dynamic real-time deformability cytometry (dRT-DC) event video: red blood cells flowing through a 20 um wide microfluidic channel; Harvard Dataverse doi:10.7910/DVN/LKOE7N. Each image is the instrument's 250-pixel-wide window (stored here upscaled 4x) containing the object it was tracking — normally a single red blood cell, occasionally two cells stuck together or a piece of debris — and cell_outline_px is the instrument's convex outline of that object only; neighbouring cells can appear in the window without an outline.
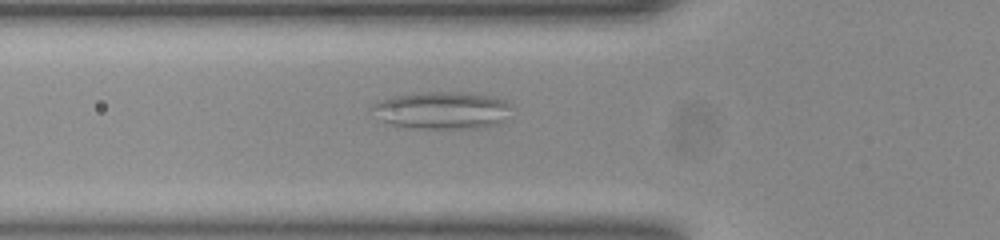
{"species": "common noctule bat (a hibernating species)", "species_latin": "Nyctalus noctula", "temperature_condition": "room temperature", "stored_images_in_passage": 52, "camera_frame_rate_fps": 3000, "um_per_image_px": 0.085, "animal": {"sex": "female", "body_mass_g": 23.0, "forearm_length_mm": 53.4}, "frame": {"image": 1, "passage_image": 16, "time_ms": 5.0, "image_size_px": [1000, 240], "cell_outline_px": [[512, 108], [504, 120], [500, 124], [468, 128], [408, 128], [388, 124], [380, 120], [368, 108], [372, 104], [380, 100], [392, 96], [420, 92], [460, 92], [492, 96], [508, 100]], "centroid_in_image_um": [37.53, 9.37], "position_along_channel_um": 88.3, "area_um2": 30.75}}
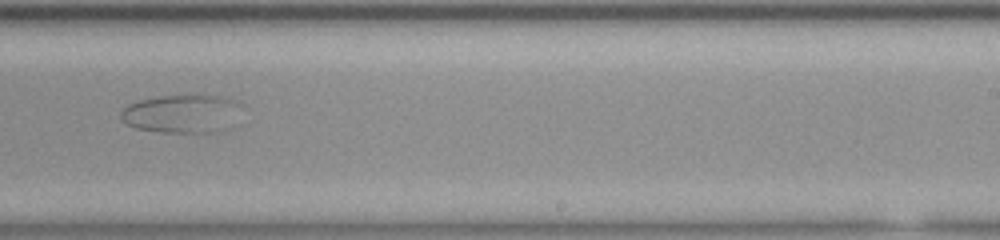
{"frame": {"image": 2, "passage_image": 31, "time_ms": 10.0, "image_size_px": [1000, 240], "cell_outline_px": [[244, 108], [232, 128], [216, 132], [164, 132], [136, 128], [128, 124], [120, 116], [120, 112], [128, 104], [136, 100], [160, 96], [192, 92], [224, 96], [236, 100], [244, 104]], "centroid_in_image_um": [15.6, 9.61], "position_along_channel_um": 273.4, "area_um2": 28.38}}
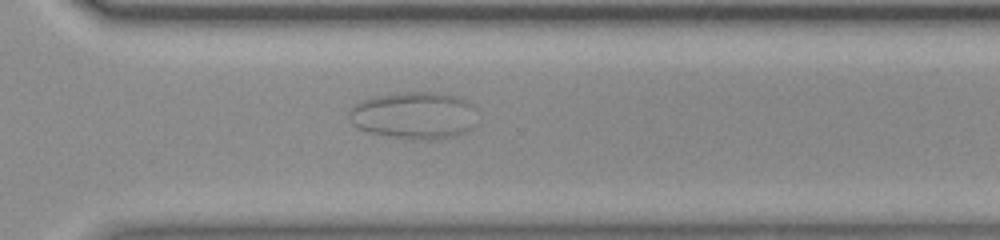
{"frame": {"image": 3, "passage_image": 36, "time_ms": 11.667, "image_size_px": [1000, 240], "cell_outline_px": [[472, 124], [464, 132], [452, 136], [428, 140], [424, 140], [396, 136], [372, 132], [360, 128], [352, 124], [348, 120], [348, 112], [360, 100], [372, 96], [404, 92], [436, 92], [456, 96], [472, 104]], "centroid_in_image_um": [35.12, 9.78], "position_along_channel_um": 335.5, "area_um2": 34.39}}